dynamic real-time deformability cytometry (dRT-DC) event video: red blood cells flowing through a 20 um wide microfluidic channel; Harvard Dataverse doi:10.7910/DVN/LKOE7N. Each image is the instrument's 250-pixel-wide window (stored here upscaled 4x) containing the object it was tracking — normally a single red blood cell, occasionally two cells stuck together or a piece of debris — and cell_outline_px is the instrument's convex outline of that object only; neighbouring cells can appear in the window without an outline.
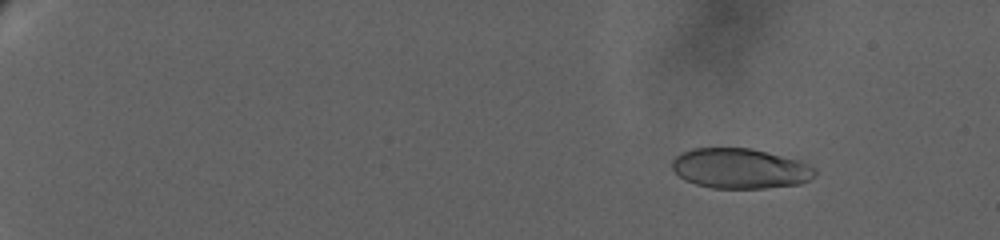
{"species": "human", "species_latin": "Homo sapiens", "temperature_condition": "warm", "stored_images_in_passage": 128, "camera_frame_rate_fps": 3000, "um_per_image_px": 0.085, "donor": {"sex": "female"}, "frame": {"image": 1, "passage_image": 17, "time_ms": 3.333, "image_size_px": [1000, 240], "cell_outline_px": [[816, 172], [808, 180], [800, 184], [764, 188], [712, 188], [696, 184], [684, 180], [672, 168], [672, 160], [680, 152], [692, 148], [752, 148], [800, 160], [816, 168]], "centroid_in_image_um": [62.9, 14.31], "position_along_channel_um": 22.1, "area_um2": 33.52}}
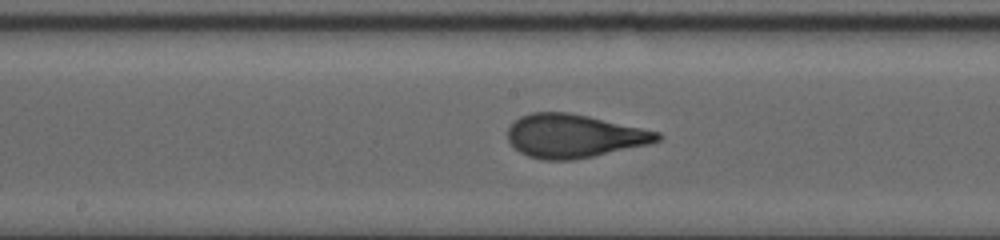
{"frame": {"image": 2, "passage_image": 76, "time_ms": 15.0, "image_size_px": [1000, 240], "cell_outline_px": [[664, 136], [660, 140], [648, 144], [592, 156], [572, 160], [540, 160], [528, 156], [520, 152], [508, 140], [508, 128], [520, 116], [532, 112], [568, 112], [588, 116], [660, 132]], "centroid_in_image_um": [48.78, 11.55], "position_along_channel_um": 199.4, "area_um2": 37.63}}
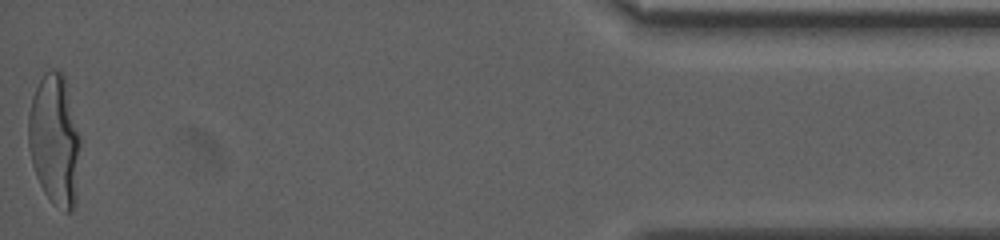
{"frame": {"image": 3, "passage_image": 128, "time_ms": 25.0, "image_size_px": [1000, 240], "cell_outline_px": [[80, 144], [76, 200], [72, 212], [64, 212], [52, 204], [44, 192], [36, 176], [32, 164], [28, 148], [28, 112], [32, 96], [44, 72], [52, 68], [60, 68], [64, 76], [80, 140]], "centroid_in_image_um": [4.62, 11.92], "position_along_channel_um": 430.6, "area_um2": 39.88}, "authors_computed_cell_mechanics": {"area_um2": 36.4429, "velocity_mm_per_s": 2.9651, "shape_relaxation_time_tau1_ms": 6.162, "shape_relaxation_time_tau2_ms": null, "deformation_change_tau1": 0.2413, "deformation_change_tau2": null}}